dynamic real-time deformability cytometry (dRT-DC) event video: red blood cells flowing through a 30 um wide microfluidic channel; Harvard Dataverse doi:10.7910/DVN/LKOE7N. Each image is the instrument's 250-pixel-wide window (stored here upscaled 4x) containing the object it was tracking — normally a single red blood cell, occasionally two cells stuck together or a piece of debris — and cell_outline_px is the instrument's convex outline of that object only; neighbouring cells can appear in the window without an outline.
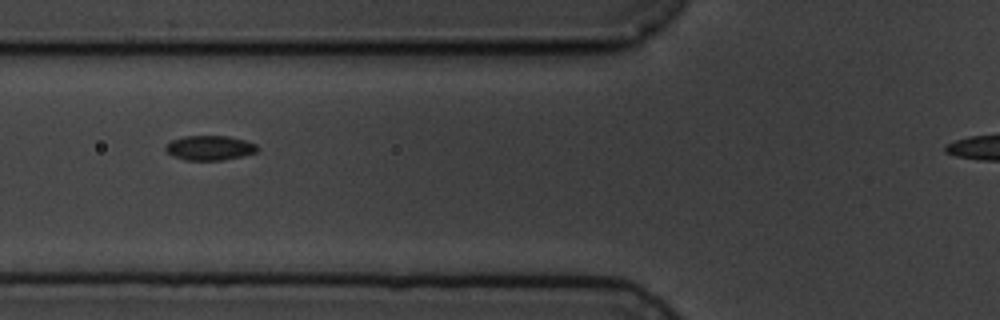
{"species": "common noctule bat (a hibernating species)", "species_latin": "Nyctalus noctula", "temperature_condition": "cold", "stored_images_in_passage": 3, "segment_of_instrument_passage": [1, 2], "camera_frame_rate_fps": 3000, "um_per_image_px": 0.085, "animal": {"sex": "male", "body_mass_g": 19.5, "forearm_length_mm": 54.6}, "frame": {"image": 1, "passage_image": 2, "time_ms": 1.0, "image_size_px": [1000, 320], "cell_outline_px": [[260, 148], [256, 152], [244, 156], [224, 160], [184, 160], [172, 156], [164, 148], [172, 140], [184, 136], [228, 136], [244, 140], [256, 144]], "centroid_in_image_um": [17.85, 12.58], "position_along_channel_um": 108.0, "area_um2": 13.24}}